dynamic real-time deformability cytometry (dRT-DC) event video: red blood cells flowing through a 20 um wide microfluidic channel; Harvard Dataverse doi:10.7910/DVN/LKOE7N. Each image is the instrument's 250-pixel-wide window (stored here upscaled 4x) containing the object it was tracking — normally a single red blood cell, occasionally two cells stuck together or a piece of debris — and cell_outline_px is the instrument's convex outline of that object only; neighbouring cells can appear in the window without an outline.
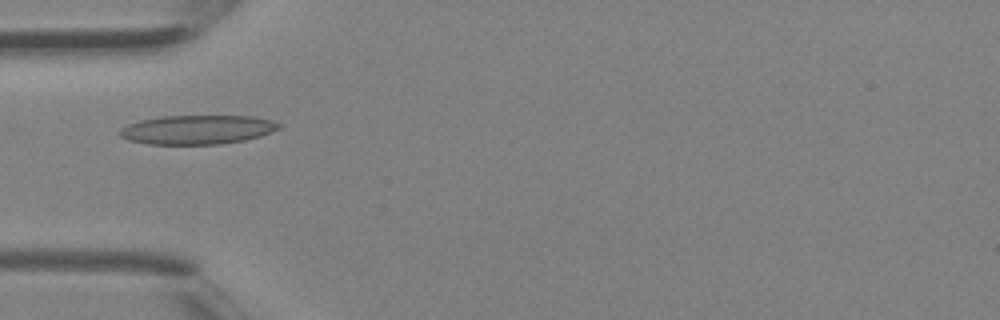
{"species": "Egyptian fruit bat (a non-hibernating species)", "species_latin": "Rousettus aegyptiacus", "temperature_condition": "room temperature", "stored_images_in_passage": 1, "camera_frame_rate_fps": 3000, "um_per_image_px": 0.085, "animal": {"sex": "female"}, "frame": {"image": 1, "passage_image": 1, "time_ms": 0.0, "image_size_px": [1000, 320], "cell_outline_px": [[280, 128], [260, 136], [244, 140], [220, 144], [148, 144], [128, 140], [120, 136], [120, 128], [128, 124], [140, 120], [164, 116], [252, 116], [272, 120], [280, 124]], "centroid_in_image_um": [16.76, 11.02], "position_along_channel_um": 68.2, "area_um2": 26.88}}